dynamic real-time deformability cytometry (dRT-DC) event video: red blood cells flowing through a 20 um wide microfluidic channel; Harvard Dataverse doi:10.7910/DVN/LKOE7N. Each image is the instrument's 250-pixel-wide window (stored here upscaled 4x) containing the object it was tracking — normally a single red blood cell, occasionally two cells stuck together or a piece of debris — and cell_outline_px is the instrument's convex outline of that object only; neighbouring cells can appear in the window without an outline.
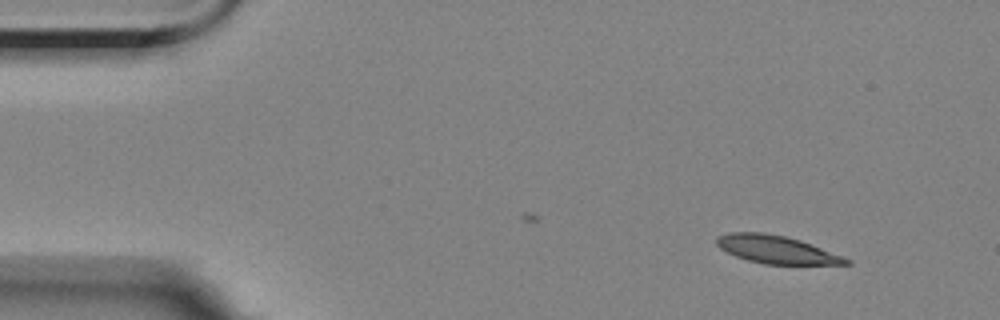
{"species": "Egyptian fruit bat (a non-hibernating species)", "species_latin": "Rousettus aegyptiacus", "temperature_condition": "room temperature", "stored_images_in_passage": 5, "camera_frame_rate_fps": 3000, "um_per_image_px": 0.085, "animal": {"sex": "female"}, "frame": {"image": 1, "passage_image": 1, "time_ms": 0.0, "image_size_px": [1000, 320], "cell_outline_px": [[852, 264], [764, 264], [748, 260], [736, 256], [720, 248], [716, 244], [716, 236], [728, 232], [764, 232], [784, 236], [800, 240], [852, 260]], "centroid_in_image_um": [65.96, 21.2], "position_along_channel_um": 19.0, "area_um2": 20.87}}
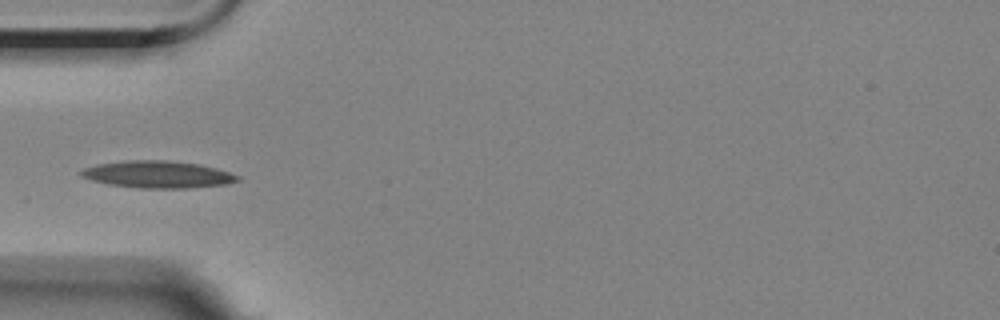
{"frame": {"image": 2, "passage_image": 4, "time_ms": 4.0, "image_size_px": [1000, 320], "cell_outline_px": [[240, 180], [224, 184], [192, 188], [140, 188], [108, 184], [92, 180], [80, 176], [80, 172], [84, 168], [96, 164], [128, 160], [164, 160], [200, 164], [216, 168], [240, 176]], "centroid_in_image_um": [13.4, 14.82], "position_along_channel_um": 71.6, "area_um2": 24.62}}
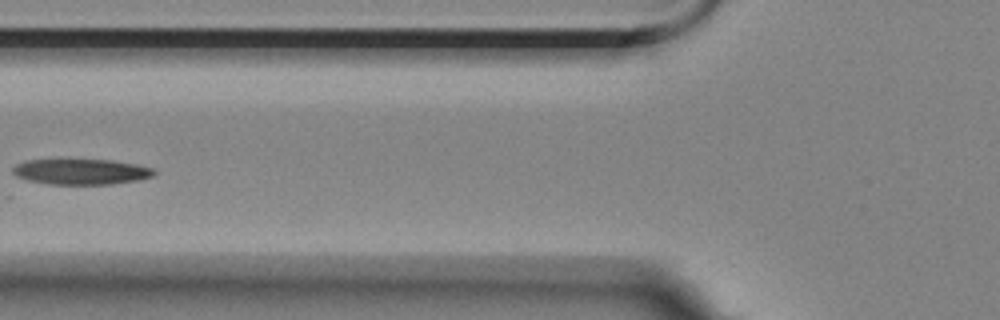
{"frame": {"image": 3, "passage_image": 5, "time_ms": 5.333, "image_size_px": [1000, 320], "cell_outline_px": [[156, 172], [152, 176], [136, 180], [112, 184], [48, 184], [28, 180], [16, 176], [12, 172], [12, 168], [16, 164], [28, 160], [112, 160], [136, 164], [152, 168]], "centroid_in_image_um": [6.87, 14.59], "position_along_channel_um": 118.9, "area_um2": 20.87}}